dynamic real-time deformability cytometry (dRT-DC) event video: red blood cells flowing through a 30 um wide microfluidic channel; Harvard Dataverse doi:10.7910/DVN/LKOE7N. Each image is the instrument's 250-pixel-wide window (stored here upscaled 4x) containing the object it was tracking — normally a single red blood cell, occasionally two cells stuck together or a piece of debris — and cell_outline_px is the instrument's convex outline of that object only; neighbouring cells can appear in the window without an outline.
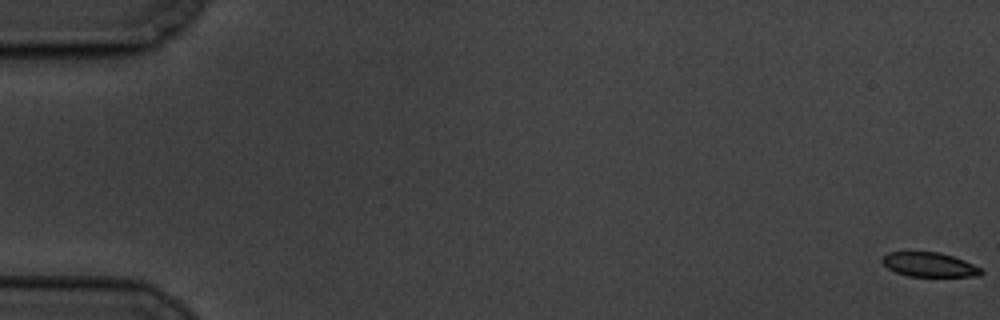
{"species": "common noctule bat (a hibernating species)", "species_latin": "Nyctalus noctula", "temperature_condition": "cold", "stored_images_in_passage": 2, "segment_of_instrument_passage": [2, 2], "camera_frame_rate_fps": 3000, "um_per_image_px": 0.085, "animal": {"sex": "male", "body_mass_g": 19.5, "forearm_length_mm": 54.6}, "frame": {"image": 1, "passage_image": 2, "time_ms": 2.0, "image_size_px": [1000, 320], "cell_outline_px": [[984, 272], [980, 276], [908, 276], [896, 272], [888, 268], [880, 260], [888, 252], [940, 252], [964, 260], [980, 268]], "centroid_in_image_um": [78.99, 22.49], "position_along_channel_um": 6.0, "area_um2": 13.93}}